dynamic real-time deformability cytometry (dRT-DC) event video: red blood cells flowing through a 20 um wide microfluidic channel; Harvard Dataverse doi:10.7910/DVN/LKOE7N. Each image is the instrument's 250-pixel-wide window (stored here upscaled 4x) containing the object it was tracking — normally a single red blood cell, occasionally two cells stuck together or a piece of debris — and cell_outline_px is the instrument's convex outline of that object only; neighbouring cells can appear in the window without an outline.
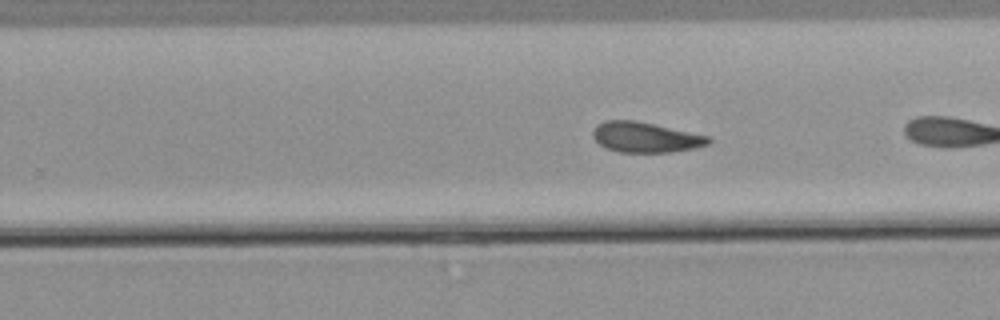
{"species": "common noctule bat (a hibernating species)", "species_latin": "Nyctalus noctula", "temperature_condition": "warm", "stored_images_in_passage": 19, "camera_frame_rate_fps": 3000, "um_per_image_px": 0.085, "animal": {"sex": "male", "body_mass_g": 21.5, "forearm_length_mm": 52.0}, "frame": {"image": 1, "passage_image": 12, "time_ms": 3.667, "image_size_px": [1000, 320], "cell_outline_px": [[712, 140], [708, 144], [692, 148], [672, 152], [620, 152], [608, 148], [600, 144], [592, 136], [592, 132], [596, 124], [604, 120], [636, 120], [708, 136]], "centroid_in_image_um": [54.83, 11.65], "position_along_channel_um": 275.0, "area_um2": 20.23}}